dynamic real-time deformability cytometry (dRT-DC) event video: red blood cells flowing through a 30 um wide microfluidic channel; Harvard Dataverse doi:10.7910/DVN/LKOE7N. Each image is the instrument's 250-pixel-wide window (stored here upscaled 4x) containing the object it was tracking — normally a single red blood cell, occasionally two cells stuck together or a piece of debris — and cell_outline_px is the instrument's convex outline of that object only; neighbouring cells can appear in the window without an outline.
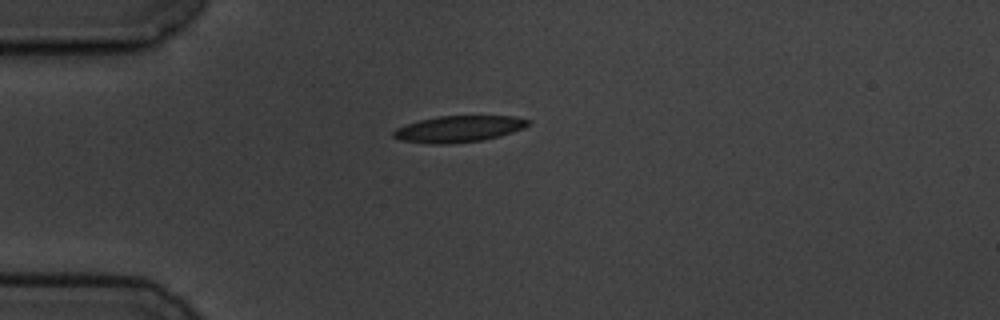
{"species": "common noctule bat (a hibernating species)", "species_latin": "Nyctalus noctula", "temperature_condition": "cold", "stored_images_in_passage": 5, "camera_frame_rate_fps": 3000, "um_per_image_px": 0.085, "animal": {"sex": "male", "body_mass_g": 19.5, "forearm_length_mm": 54.6}, "frame": {"image": 1, "passage_image": 1, "time_ms": 0.0, "image_size_px": [1000, 320], "cell_outline_px": [[532, 120], [524, 128], [500, 136], [484, 140], [448, 144], [432, 144], [400, 140], [392, 136], [392, 132], [396, 128], [420, 120], [436, 116], [516, 116]], "centroid_in_image_um": [39.01, 10.96], "position_along_channel_um": 46.0, "area_um2": 20.81}}
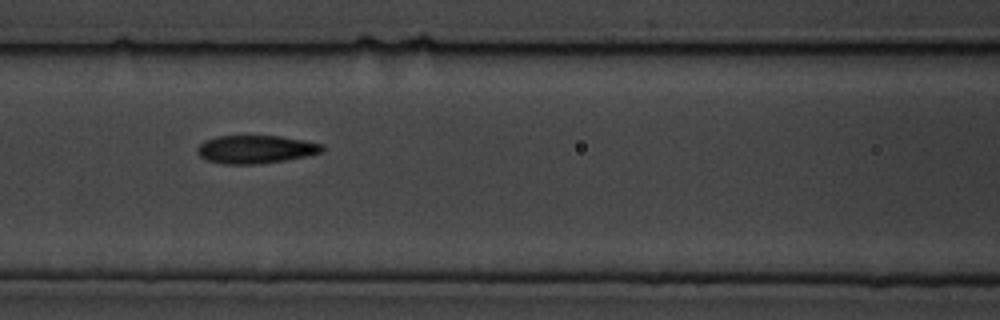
{"frame": {"image": 2, "passage_image": 4, "time_ms": 3.333, "image_size_px": [1000, 320], "cell_outline_px": [[324, 152], [284, 160], [260, 164], [220, 164], [204, 160], [196, 152], [196, 148], [204, 140], [216, 136], [280, 136], [304, 140], [324, 144]], "centroid_in_image_um": [21.7, 12.69], "position_along_channel_um": 144.9, "area_um2": 20.69}}
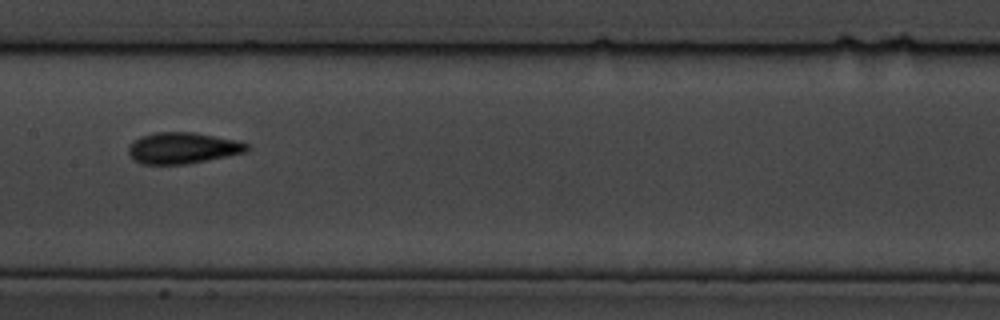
{"frame": {"image": 3, "passage_image": 5, "time_ms": 4.667, "image_size_px": [1000, 320], "cell_outline_px": [[252, 148], [244, 152], [184, 164], [140, 164], [128, 152], [128, 148], [140, 136], [156, 132], [192, 132], [236, 140], [248, 144]], "centroid_in_image_um": [15.53, 12.57], "position_along_channel_um": 191.9, "area_um2": 21.1}}